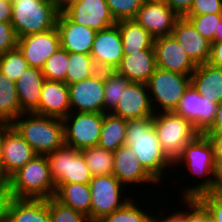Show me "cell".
Here are the masks:
<instances>
[{
    "instance_id": "obj_28",
    "label": "cell",
    "mask_w": 222,
    "mask_h": 222,
    "mask_svg": "<svg viewBox=\"0 0 222 222\" xmlns=\"http://www.w3.org/2000/svg\"><path fill=\"white\" fill-rule=\"evenodd\" d=\"M116 25L121 34L124 55L154 49V38L135 20H121Z\"/></svg>"
},
{
    "instance_id": "obj_37",
    "label": "cell",
    "mask_w": 222,
    "mask_h": 222,
    "mask_svg": "<svg viewBox=\"0 0 222 222\" xmlns=\"http://www.w3.org/2000/svg\"><path fill=\"white\" fill-rule=\"evenodd\" d=\"M69 53L60 48L46 60L42 72L46 80L60 81L66 83Z\"/></svg>"
},
{
    "instance_id": "obj_57",
    "label": "cell",
    "mask_w": 222,
    "mask_h": 222,
    "mask_svg": "<svg viewBox=\"0 0 222 222\" xmlns=\"http://www.w3.org/2000/svg\"><path fill=\"white\" fill-rule=\"evenodd\" d=\"M0 1H8V2H12V0H0Z\"/></svg>"
},
{
    "instance_id": "obj_3",
    "label": "cell",
    "mask_w": 222,
    "mask_h": 222,
    "mask_svg": "<svg viewBox=\"0 0 222 222\" xmlns=\"http://www.w3.org/2000/svg\"><path fill=\"white\" fill-rule=\"evenodd\" d=\"M183 163L192 174L200 178L206 177L199 184H194L195 186L183 188L182 198H197L201 194L213 191L214 148L208 136L198 133L186 144L174 160L173 166Z\"/></svg>"
},
{
    "instance_id": "obj_56",
    "label": "cell",
    "mask_w": 222,
    "mask_h": 222,
    "mask_svg": "<svg viewBox=\"0 0 222 222\" xmlns=\"http://www.w3.org/2000/svg\"><path fill=\"white\" fill-rule=\"evenodd\" d=\"M145 1H164V0H144Z\"/></svg>"
},
{
    "instance_id": "obj_30",
    "label": "cell",
    "mask_w": 222,
    "mask_h": 222,
    "mask_svg": "<svg viewBox=\"0 0 222 222\" xmlns=\"http://www.w3.org/2000/svg\"><path fill=\"white\" fill-rule=\"evenodd\" d=\"M126 126L127 120L111 113H103V124L97 146L110 151H116L124 146Z\"/></svg>"
},
{
    "instance_id": "obj_33",
    "label": "cell",
    "mask_w": 222,
    "mask_h": 222,
    "mask_svg": "<svg viewBox=\"0 0 222 222\" xmlns=\"http://www.w3.org/2000/svg\"><path fill=\"white\" fill-rule=\"evenodd\" d=\"M68 61L67 85L83 81L98 71L90 54L69 53Z\"/></svg>"
},
{
    "instance_id": "obj_54",
    "label": "cell",
    "mask_w": 222,
    "mask_h": 222,
    "mask_svg": "<svg viewBox=\"0 0 222 222\" xmlns=\"http://www.w3.org/2000/svg\"><path fill=\"white\" fill-rule=\"evenodd\" d=\"M221 41H222V19L216 28V34H215V42H221Z\"/></svg>"
},
{
    "instance_id": "obj_22",
    "label": "cell",
    "mask_w": 222,
    "mask_h": 222,
    "mask_svg": "<svg viewBox=\"0 0 222 222\" xmlns=\"http://www.w3.org/2000/svg\"><path fill=\"white\" fill-rule=\"evenodd\" d=\"M114 166L113 175L123 185H142L144 183L157 184L158 182L144 169L136 154L130 147L124 145L113 151Z\"/></svg>"
},
{
    "instance_id": "obj_24",
    "label": "cell",
    "mask_w": 222,
    "mask_h": 222,
    "mask_svg": "<svg viewBox=\"0 0 222 222\" xmlns=\"http://www.w3.org/2000/svg\"><path fill=\"white\" fill-rule=\"evenodd\" d=\"M156 68L155 49H146L132 55H124L115 72L131 82L146 83Z\"/></svg>"
},
{
    "instance_id": "obj_43",
    "label": "cell",
    "mask_w": 222,
    "mask_h": 222,
    "mask_svg": "<svg viewBox=\"0 0 222 222\" xmlns=\"http://www.w3.org/2000/svg\"><path fill=\"white\" fill-rule=\"evenodd\" d=\"M222 13V0H193L190 11L185 16H200Z\"/></svg>"
},
{
    "instance_id": "obj_51",
    "label": "cell",
    "mask_w": 222,
    "mask_h": 222,
    "mask_svg": "<svg viewBox=\"0 0 222 222\" xmlns=\"http://www.w3.org/2000/svg\"><path fill=\"white\" fill-rule=\"evenodd\" d=\"M205 132H222V101L217 103L215 119Z\"/></svg>"
},
{
    "instance_id": "obj_21",
    "label": "cell",
    "mask_w": 222,
    "mask_h": 222,
    "mask_svg": "<svg viewBox=\"0 0 222 222\" xmlns=\"http://www.w3.org/2000/svg\"><path fill=\"white\" fill-rule=\"evenodd\" d=\"M56 27L62 49L68 53L91 54L95 30L71 21L61 10L57 17Z\"/></svg>"
},
{
    "instance_id": "obj_41",
    "label": "cell",
    "mask_w": 222,
    "mask_h": 222,
    "mask_svg": "<svg viewBox=\"0 0 222 222\" xmlns=\"http://www.w3.org/2000/svg\"><path fill=\"white\" fill-rule=\"evenodd\" d=\"M185 204V222H211V215L207 208L197 198H181Z\"/></svg>"
},
{
    "instance_id": "obj_52",
    "label": "cell",
    "mask_w": 222,
    "mask_h": 222,
    "mask_svg": "<svg viewBox=\"0 0 222 222\" xmlns=\"http://www.w3.org/2000/svg\"><path fill=\"white\" fill-rule=\"evenodd\" d=\"M12 2L0 1V22L11 23Z\"/></svg>"
},
{
    "instance_id": "obj_6",
    "label": "cell",
    "mask_w": 222,
    "mask_h": 222,
    "mask_svg": "<svg viewBox=\"0 0 222 222\" xmlns=\"http://www.w3.org/2000/svg\"><path fill=\"white\" fill-rule=\"evenodd\" d=\"M190 84L191 75L156 68L146 82L155 114L160 110L158 109L160 107L161 111L159 112L175 111Z\"/></svg>"
},
{
    "instance_id": "obj_49",
    "label": "cell",
    "mask_w": 222,
    "mask_h": 222,
    "mask_svg": "<svg viewBox=\"0 0 222 222\" xmlns=\"http://www.w3.org/2000/svg\"><path fill=\"white\" fill-rule=\"evenodd\" d=\"M213 190H222V158H214Z\"/></svg>"
},
{
    "instance_id": "obj_4",
    "label": "cell",
    "mask_w": 222,
    "mask_h": 222,
    "mask_svg": "<svg viewBox=\"0 0 222 222\" xmlns=\"http://www.w3.org/2000/svg\"><path fill=\"white\" fill-rule=\"evenodd\" d=\"M7 181L13 198L49 199L56 192L46 155H36Z\"/></svg>"
},
{
    "instance_id": "obj_12",
    "label": "cell",
    "mask_w": 222,
    "mask_h": 222,
    "mask_svg": "<svg viewBox=\"0 0 222 222\" xmlns=\"http://www.w3.org/2000/svg\"><path fill=\"white\" fill-rule=\"evenodd\" d=\"M71 21L97 31L116 25L106 0H78L61 10Z\"/></svg>"
},
{
    "instance_id": "obj_20",
    "label": "cell",
    "mask_w": 222,
    "mask_h": 222,
    "mask_svg": "<svg viewBox=\"0 0 222 222\" xmlns=\"http://www.w3.org/2000/svg\"><path fill=\"white\" fill-rule=\"evenodd\" d=\"M172 35L196 66L209 61L211 42L197 32L187 18L176 20Z\"/></svg>"
},
{
    "instance_id": "obj_2",
    "label": "cell",
    "mask_w": 222,
    "mask_h": 222,
    "mask_svg": "<svg viewBox=\"0 0 222 222\" xmlns=\"http://www.w3.org/2000/svg\"><path fill=\"white\" fill-rule=\"evenodd\" d=\"M11 126L37 155H47L65 145L64 124L61 118L22 113Z\"/></svg>"
},
{
    "instance_id": "obj_14",
    "label": "cell",
    "mask_w": 222,
    "mask_h": 222,
    "mask_svg": "<svg viewBox=\"0 0 222 222\" xmlns=\"http://www.w3.org/2000/svg\"><path fill=\"white\" fill-rule=\"evenodd\" d=\"M91 57L100 71H115L124 56L119 27L97 31L91 48Z\"/></svg>"
},
{
    "instance_id": "obj_1",
    "label": "cell",
    "mask_w": 222,
    "mask_h": 222,
    "mask_svg": "<svg viewBox=\"0 0 222 222\" xmlns=\"http://www.w3.org/2000/svg\"><path fill=\"white\" fill-rule=\"evenodd\" d=\"M125 145L133 150L141 165L158 184L165 178L164 171L173 167V162L159 143L153 127V116L127 121Z\"/></svg>"
},
{
    "instance_id": "obj_11",
    "label": "cell",
    "mask_w": 222,
    "mask_h": 222,
    "mask_svg": "<svg viewBox=\"0 0 222 222\" xmlns=\"http://www.w3.org/2000/svg\"><path fill=\"white\" fill-rule=\"evenodd\" d=\"M68 86L72 112L103 113L104 71L98 70L91 77Z\"/></svg>"
},
{
    "instance_id": "obj_10",
    "label": "cell",
    "mask_w": 222,
    "mask_h": 222,
    "mask_svg": "<svg viewBox=\"0 0 222 222\" xmlns=\"http://www.w3.org/2000/svg\"><path fill=\"white\" fill-rule=\"evenodd\" d=\"M65 145L81 151L97 146L103 124V113L70 112L63 119Z\"/></svg>"
},
{
    "instance_id": "obj_26",
    "label": "cell",
    "mask_w": 222,
    "mask_h": 222,
    "mask_svg": "<svg viewBox=\"0 0 222 222\" xmlns=\"http://www.w3.org/2000/svg\"><path fill=\"white\" fill-rule=\"evenodd\" d=\"M6 222H51L49 199L12 198Z\"/></svg>"
},
{
    "instance_id": "obj_32",
    "label": "cell",
    "mask_w": 222,
    "mask_h": 222,
    "mask_svg": "<svg viewBox=\"0 0 222 222\" xmlns=\"http://www.w3.org/2000/svg\"><path fill=\"white\" fill-rule=\"evenodd\" d=\"M92 176L110 175L113 173V151L93 146L81 150Z\"/></svg>"
},
{
    "instance_id": "obj_27",
    "label": "cell",
    "mask_w": 222,
    "mask_h": 222,
    "mask_svg": "<svg viewBox=\"0 0 222 222\" xmlns=\"http://www.w3.org/2000/svg\"><path fill=\"white\" fill-rule=\"evenodd\" d=\"M192 86L206 99L222 101V69L211 64L197 65L191 74Z\"/></svg>"
},
{
    "instance_id": "obj_19",
    "label": "cell",
    "mask_w": 222,
    "mask_h": 222,
    "mask_svg": "<svg viewBox=\"0 0 222 222\" xmlns=\"http://www.w3.org/2000/svg\"><path fill=\"white\" fill-rule=\"evenodd\" d=\"M154 49L157 68L185 75H191L196 69L172 34L154 39Z\"/></svg>"
},
{
    "instance_id": "obj_34",
    "label": "cell",
    "mask_w": 222,
    "mask_h": 222,
    "mask_svg": "<svg viewBox=\"0 0 222 222\" xmlns=\"http://www.w3.org/2000/svg\"><path fill=\"white\" fill-rule=\"evenodd\" d=\"M130 83L131 81L115 71H104L103 113H111L115 109L123 91Z\"/></svg>"
},
{
    "instance_id": "obj_39",
    "label": "cell",
    "mask_w": 222,
    "mask_h": 222,
    "mask_svg": "<svg viewBox=\"0 0 222 222\" xmlns=\"http://www.w3.org/2000/svg\"><path fill=\"white\" fill-rule=\"evenodd\" d=\"M184 17L192 23L196 31L204 38L211 43L215 42L216 28L222 19V13Z\"/></svg>"
},
{
    "instance_id": "obj_18",
    "label": "cell",
    "mask_w": 222,
    "mask_h": 222,
    "mask_svg": "<svg viewBox=\"0 0 222 222\" xmlns=\"http://www.w3.org/2000/svg\"><path fill=\"white\" fill-rule=\"evenodd\" d=\"M111 114L127 121L154 116L155 112L146 83L131 82L123 91Z\"/></svg>"
},
{
    "instance_id": "obj_48",
    "label": "cell",
    "mask_w": 222,
    "mask_h": 222,
    "mask_svg": "<svg viewBox=\"0 0 222 222\" xmlns=\"http://www.w3.org/2000/svg\"><path fill=\"white\" fill-rule=\"evenodd\" d=\"M214 148V158H222V132H204Z\"/></svg>"
},
{
    "instance_id": "obj_13",
    "label": "cell",
    "mask_w": 222,
    "mask_h": 222,
    "mask_svg": "<svg viewBox=\"0 0 222 222\" xmlns=\"http://www.w3.org/2000/svg\"><path fill=\"white\" fill-rule=\"evenodd\" d=\"M217 104L204 98L192 84L186 89L175 113L188 120L198 133H204L213 123Z\"/></svg>"
},
{
    "instance_id": "obj_38",
    "label": "cell",
    "mask_w": 222,
    "mask_h": 222,
    "mask_svg": "<svg viewBox=\"0 0 222 222\" xmlns=\"http://www.w3.org/2000/svg\"><path fill=\"white\" fill-rule=\"evenodd\" d=\"M49 215L51 222H90L83 213L64 205L54 196L49 198Z\"/></svg>"
},
{
    "instance_id": "obj_5",
    "label": "cell",
    "mask_w": 222,
    "mask_h": 222,
    "mask_svg": "<svg viewBox=\"0 0 222 222\" xmlns=\"http://www.w3.org/2000/svg\"><path fill=\"white\" fill-rule=\"evenodd\" d=\"M59 6L51 0H12L11 25L18 38L56 27Z\"/></svg>"
},
{
    "instance_id": "obj_44",
    "label": "cell",
    "mask_w": 222,
    "mask_h": 222,
    "mask_svg": "<svg viewBox=\"0 0 222 222\" xmlns=\"http://www.w3.org/2000/svg\"><path fill=\"white\" fill-rule=\"evenodd\" d=\"M18 37L11 23L0 22V55L17 47Z\"/></svg>"
},
{
    "instance_id": "obj_50",
    "label": "cell",
    "mask_w": 222,
    "mask_h": 222,
    "mask_svg": "<svg viewBox=\"0 0 222 222\" xmlns=\"http://www.w3.org/2000/svg\"><path fill=\"white\" fill-rule=\"evenodd\" d=\"M184 211L179 210L176 213H170L168 214L169 216H165V219H163V209H162V214H160L161 212H159V216H157L155 214L154 216V221L155 222H185V209H183ZM161 215V217H160ZM159 217V218H158Z\"/></svg>"
},
{
    "instance_id": "obj_9",
    "label": "cell",
    "mask_w": 222,
    "mask_h": 222,
    "mask_svg": "<svg viewBox=\"0 0 222 222\" xmlns=\"http://www.w3.org/2000/svg\"><path fill=\"white\" fill-rule=\"evenodd\" d=\"M55 186L64 183L89 184L92 179L81 151L67 145L46 155Z\"/></svg>"
},
{
    "instance_id": "obj_46",
    "label": "cell",
    "mask_w": 222,
    "mask_h": 222,
    "mask_svg": "<svg viewBox=\"0 0 222 222\" xmlns=\"http://www.w3.org/2000/svg\"><path fill=\"white\" fill-rule=\"evenodd\" d=\"M164 2L179 16L184 17L191 9L193 0H164Z\"/></svg>"
},
{
    "instance_id": "obj_15",
    "label": "cell",
    "mask_w": 222,
    "mask_h": 222,
    "mask_svg": "<svg viewBox=\"0 0 222 222\" xmlns=\"http://www.w3.org/2000/svg\"><path fill=\"white\" fill-rule=\"evenodd\" d=\"M17 48L28 66L42 69L46 60L61 48L57 27L18 38Z\"/></svg>"
},
{
    "instance_id": "obj_42",
    "label": "cell",
    "mask_w": 222,
    "mask_h": 222,
    "mask_svg": "<svg viewBox=\"0 0 222 222\" xmlns=\"http://www.w3.org/2000/svg\"><path fill=\"white\" fill-rule=\"evenodd\" d=\"M197 199L207 208L213 222H222V190L206 192Z\"/></svg>"
},
{
    "instance_id": "obj_40",
    "label": "cell",
    "mask_w": 222,
    "mask_h": 222,
    "mask_svg": "<svg viewBox=\"0 0 222 222\" xmlns=\"http://www.w3.org/2000/svg\"><path fill=\"white\" fill-rule=\"evenodd\" d=\"M116 22L134 19L144 0H106Z\"/></svg>"
},
{
    "instance_id": "obj_47",
    "label": "cell",
    "mask_w": 222,
    "mask_h": 222,
    "mask_svg": "<svg viewBox=\"0 0 222 222\" xmlns=\"http://www.w3.org/2000/svg\"><path fill=\"white\" fill-rule=\"evenodd\" d=\"M209 64L222 69V41L212 42Z\"/></svg>"
},
{
    "instance_id": "obj_16",
    "label": "cell",
    "mask_w": 222,
    "mask_h": 222,
    "mask_svg": "<svg viewBox=\"0 0 222 222\" xmlns=\"http://www.w3.org/2000/svg\"><path fill=\"white\" fill-rule=\"evenodd\" d=\"M36 155L33 148L12 126H10L5 131L2 142L0 179L8 180Z\"/></svg>"
},
{
    "instance_id": "obj_7",
    "label": "cell",
    "mask_w": 222,
    "mask_h": 222,
    "mask_svg": "<svg viewBox=\"0 0 222 222\" xmlns=\"http://www.w3.org/2000/svg\"><path fill=\"white\" fill-rule=\"evenodd\" d=\"M153 127L166 156L174 162L182 149L198 132L184 117L172 112H160L153 116Z\"/></svg>"
},
{
    "instance_id": "obj_29",
    "label": "cell",
    "mask_w": 222,
    "mask_h": 222,
    "mask_svg": "<svg viewBox=\"0 0 222 222\" xmlns=\"http://www.w3.org/2000/svg\"><path fill=\"white\" fill-rule=\"evenodd\" d=\"M54 197L64 205L83 213L90 221L91 190L89 184H59L56 186Z\"/></svg>"
},
{
    "instance_id": "obj_23",
    "label": "cell",
    "mask_w": 222,
    "mask_h": 222,
    "mask_svg": "<svg viewBox=\"0 0 222 222\" xmlns=\"http://www.w3.org/2000/svg\"><path fill=\"white\" fill-rule=\"evenodd\" d=\"M71 112L69 86L65 82L44 81L35 114L63 119Z\"/></svg>"
},
{
    "instance_id": "obj_45",
    "label": "cell",
    "mask_w": 222,
    "mask_h": 222,
    "mask_svg": "<svg viewBox=\"0 0 222 222\" xmlns=\"http://www.w3.org/2000/svg\"><path fill=\"white\" fill-rule=\"evenodd\" d=\"M12 198L8 181L0 179V222L7 221L8 207Z\"/></svg>"
},
{
    "instance_id": "obj_25",
    "label": "cell",
    "mask_w": 222,
    "mask_h": 222,
    "mask_svg": "<svg viewBox=\"0 0 222 222\" xmlns=\"http://www.w3.org/2000/svg\"><path fill=\"white\" fill-rule=\"evenodd\" d=\"M44 81L42 69L30 66L16 81L17 95L24 113H34L38 109Z\"/></svg>"
},
{
    "instance_id": "obj_8",
    "label": "cell",
    "mask_w": 222,
    "mask_h": 222,
    "mask_svg": "<svg viewBox=\"0 0 222 222\" xmlns=\"http://www.w3.org/2000/svg\"><path fill=\"white\" fill-rule=\"evenodd\" d=\"M89 186L91 190L90 222H98L104 216L122 208L131 199L125 197L123 194L126 190L123 189L125 186L113 174L92 176Z\"/></svg>"
},
{
    "instance_id": "obj_53",
    "label": "cell",
    "mask_w": 222,
    "mask_h": 222,
    "mask_svg": "<svg viewBox=\"0 0 222 222\" xmlns=\"http://www.w3.org/2000/svg\"><path fill=\"white\" fill-rule=\"evenodd\" d=\"M10 126L11 124L8 122L0 121V162L2 158V142L4 138V133Z\"/></svg>"
},
{
    "instance_id": "obj_55",
    "label": "cell",
    "mask_w": 222,
    "mask_h": 222,
    "mask_svg": "<svg viewBox=\"0 0 222 222\" xmlns=\"http://www.w3.org/2000/svg\"><path fill=\"white\" fill-rule=\"evenodd\" d=\"M51 1L55 2L59 6V9L62 10L69 3H72L78 0H51Z\"/></svg>"
},
{
    "instance_id": "obj_17",
    "label": "cell",
    "mask_w": 222,
    "mask_h": 222,
    "mask_svg": "<svg viewBox=\"0 0 222 222\" xmlns=\"http://www.w3.org/2000/svg\"><path fill=\"white\" fill-rule=\"evenodd\" d=\"M178 18L164 1H145L133 20L156 39L171 35Z\"/></svg>"
},
{
    "instance_id": "obj_35",
    "label": "cell",
    "mask_w": 222,
    "mask_h": 222,
    "mask_svg": "<svg viewBox=\"0 0 222 222\" xmlns=\"http://www.w3.org/2000/svg\"><path fill=\"white\" fill-rule=\"evenodd\" d=\"M133 201L130 199L122 208L104 216L98 222H152L154 215L137 206L136 198L135 202Z\"/></svg>"
},
{
    "instance_id": "obj_36",
    "label": "cell",
    "mask_w": 222,
    "mask_h": 222,
    "mask_svg": "<svg viewBox=\"0 0 222 222\" xmlns=\"http://www.w3.org/2000/svg\"><path fill=\"white\" fill-rule=\"evenodd\" d=\"M28 67L27 61L17 47L0 55V72L12 82L16 83Z\"/></svg>"
},
{
    "instance_id": "obj_31",
    "label": "cell",
    "mask_w": 222,
    "mask_h": 222,
    "mask_svg": "<svg viewBox=\"0 0 222 222\" xmlns=\"http://www.w3.org/2000/svg\"><path fill=\"white\" fill-rule=\"evenodd\" d=\"M22 113L15 82L0 72V121L11 124Z\"/></svg>"
}]
</instances>
